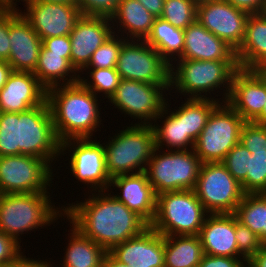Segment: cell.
<instances>
[{
	"label": "cell",
	"instance_id": "6da1fadb",
	"mask_svg": "<svg viewBox=\"0 0 266 267\" xmlns=\"http://www.w3.org/2000/svg\"><path fill=\"white\" fill-rule=\"evenodd\" d=\"M108 192L92 191L84 202L68 203L69 206H64V217L84 236L109 252L150 225Z\"/></svg>",
	"mask_w": 266,
	"mask_h": 267
},
{
	"label": "cell",
	"instance_id": "7a4b0ae2",
	"mask_svg": "<svg viewBox=\"0 0 266 267\" xmlns=\"http://www.w3.org/2000/svg\"><path fill=\"white\" fill-rule=\"evenodd\" d=\"M21 154L44 159L51 166L62 156L47 100L20 113L0 112V157Z\"/></svg>",
	"mask_w": 266,
	"mask_h": 267
},
{
	"label": "cell",
	"instance_id": "3957f363",
	"mask_svg": "<svg viewBox=\"0 0 266 267\" xmlns=\"http://www.w3.org/2000/svg\"><path fill=\"white\" fill-rule=\"evenodd\" d=\"M98 97L80 81L47 89V102L58 139L91 138L100 128Z\"/></svg>",
	"mask_w": 266,
	"mask_h": 267
},
{
	"label": "cell",
	"instance_id": "277c9868",
	"mask_svg": "<svg viewBox=\"0 0 266 267\" xmlns=\"http://www.w3.org/2000/svg\"><path fill=\"white\" fill-rule=\"evenodd\" d=\"M173 63L170 65V92H172V89L174 91L175 88V92L180 93L179 95L189 96L186 99L208 98L220 102L219 98L211 96V92L213 93L217 89L219 92L220 89L223 90L221 94L224 95V97L222 95L221 102H227L231 92L233 76L239 69L237 61L176 59Z\"/></svg>",
	"mask_w": 266,
	"mask_h": 267
},
{
	"label": "cell",
	"instance_id": "5b68a950",
	"mask_svg": "<svg viewBox=\"0 0 266 267\" xmlns=\"http://www.w3.org/2000/svg\"><path fill=\"white\" fill-rule=\"evenodd\" d=\"M49 197L50 193L0 194V231L21 243L22 234L64 217V205L60 210Z\"/></svg>",
	"mask_w": 266,
	"mask_h": 267
},
{
	"label": "cell",
	"instance_id": "8992f818",
	"mask_svg": "<svg viewBox=\"0 0 266 267\" xmlns=\"http://www.w3.org/2000/svg\"><path fill=\"white\" fill-rule=\"evenodd\" d=\"M103 143L106 168L110 179L146 171L156 149L152 125L130 124Z\"/></svg>",
	"mask_w": 266,
	"mask_h": 267
},
{
	"label": "cell",
	"instance_id": "52a82bcc",
	"mask_svg": "<svg viewBox=\"0 0 266 267\" xmlns=\"http://www.w3.org/2000/svg\"><path fill=\"white\" fill-rule=\"evenodd\" d=\"M208 215L194 190L168 191L157 195L150 226L163 236L198 235Z\"/></svg>",
	"mask_w": 266,
	"mask_h": 267
},
{
	"label": "cell",
	"instance_id": "ba28073f",
	"mask_svg": "<svg viewBox=\"0 0 266 267\" xmlns=\"http://www.w3.org/2000/svg\"><path fill=\"white\" fill-rule=\"evenodd\" d=\"M162 152L156 147L145 171L155 194L194 190L202 164L194 150Z\"/></svg>",
	"mask_w": 266,
	"mask_h": 267
},
{
	"label": "cell",
	"instance_id": "9c48e42d",
	"mask_svg": "<svg viewBox=\"0 0 266 267\" xmlns=\"http://www.w3.org/2000/svg\"><path fill=\"white\" fill-rule=\"evenodd\" d=\"M244 123V119L227 102H220L212 110L195 141L193 150L200 161L222 162L227 153L240 142Z\"/></svg>",
	"mask_w": 266,
	"mask_h": 267
},
{
	"label": "cell",
	"instance_id": "30bf717a",
	"mask_svg": "<svg viewBox=\"0 0 266 267\" xmlns=\"http://www.w3.org/2000/svg\"><path fill=\"white\" fill-rule=\"evenodd\" d=\"M194 192L209 214H234L245 194L221 162L201 164Z\"/></svg>",
	"mask_w": 266,
	"mask_h": 267
},
{
	"label": "cell",
	"instance_id": "8fae6325",
	"mask_svg": "<svg viewBox=\"0 0 266 267\" xmlns=\"http://www.w3.org/2000/svg\"><path fill=\"white\" fill-rule=\"evenodd\" d=\"M52 171L46 160L34 156L0 157V194L49 193Z\"/></svg>",
	"mask_w": 266,
	"mask_h": 267
},
{
	"label": "cell",
	"instance_id": "7c38bea8",
	"mask_svg": "<svg viewBox=\"0 0 266 267\" xmlns=\"http://www.w3.org/2000/svg\"><path fill=\"white\" fill-rule=\"evenodd\" d=\"M116 69L121 79L170 86V64L145 40L127 39Z\"/></svg>",
	"mask_w": 266,
	"mask_h": 267
},
{
	"label": "cell",
	"instance_id": "4fadbf2b",
	"mask_svg": "<svg viewBox=\"0 0 266 267\" xmlns=\"http://www.w3.org/2000/svg\"><path fill=\"white\" fill-rule=\"evenodd\" d=\"M169 89L170 86L121 79L108 101L124 115L133 117L135 122L138 119L135 124L152 125L165 106Z\"/></svg>",
	"mask_w": 266,
	"mask_h": 267
},
{
	"label": "cell",
	"instance_id": "5bb4252c",
	"mask_svg": "<svg viewBox=\"0 0 266 267\" xmlns=\"http://www.w3.org/2000/svg\"><path fill=\"white\" fill-rule=\"evenodd\" d=\"M92 138H71L61 142V155L69 154L70 173L89 186L90 192L108 191L111 179L107 172L103 143ZM68 148V149H67ZM65 151V152H64Z\"/></svg>",
	"mask_w": 266,
	"mask_h": 267
},
{
	"label": "cell",
	"instance_id": "9a60e30c",
	"mask_svg": "<svg viewBox=\"0 0 266 267\" xmlns=\"http://www.w3.org/2000/svg\"><path fill=\"white\" fill-rule=\"evenodd\" d=\"M23 2L26 4H24L26 9L23 13L19 10V13L30 24L41 40L69 35L82 15L77 3Z\"/></svg>",
	"mask_w": 266,
	"mask_h": 267
},
{
	"label": "cell",
	"instance_id": "2e32d148",
	"mask_svg": "<svg viewBox=\"0 0 266 267\" xmlns=\"http://www.w3.org/2000/svg\"><path fill=\"white\" fill-rule=\"evenodd\" d=\"M248 17V13L226 0H213L197 6L196 20L235 51L243 41Z\"/></svg>",
	"mask_w": 266,
	"mask_h": 267
},
{
	"label": "cell",
	"instance_id": "e0dca14e",
	"mask_svg": "<svg viewBox=\"0 0 266 267\" xmlns=\"http://www.w3.org/2000/svg\"><path fill=\"white\" fill-rule=\"evenodd\" d=\"M266 100V71L239 68L233 76L227 103L245 122H253Z\"/></svg>",
	"mask_w": 266,
	"mask_h": 267
},
{
	"label": "cell",
	"instance_id": "ac0fdd59",
	"mask_svg": "<svg viewBox=\"0 0 266 267\" xmlns=\"http://www.w3.org/2000/svg\"><path fill=\"white\" fill-rule=\"evenodd\" d=\"M113 34L110 17L81 15L70 36L71 64L79 73L88 65L92 54Z\"/></svg>",
	"mask_w": 266,
	"mask_h": 267
},
{
	"label": "cell",
	"instance_id": "d6986e66",
	"mask_svg": "<svg viewBox=\"0 0 266 267\" xmlns=\"http://www.w3.org/2000/svg\"><path fill=\"white\" fill-rule=\"evenodd\" d=\"M109 253L120 263L133 267H164V236L149 226L115 245Z\"/></svg>",
	"mask_w": 266,
	"mask_h": 267
},
{
	"label": "cell",
	"instance_id": "ffe728a7",
	"mask_svg": "<svg viewBox=\"0 0 266 267\" xmlns=\"http://www.w3.org/2000/svg\"><path fill=\"white\" fill-rule=\"evenodd\" d=\"M46 100L47 89L33 72L12 71L0 89V112L20 113Z\"/></svg>",
	"mask_w": 266,
	"mask_h": 267
},
{
	"label": "cell",
	"instance_id": "44dd1931",
	"mask_svg": "<svg viewBox=\"0 0 266 267\" xmlns=\"http://www.w3.org/2000/svg\"><path fill=\"white\" fill-rule=\"evenodd\" d=\"M117 187L120 192L112 195L131 211L141 216L149 225L156 214L157 195L149 182L147 173L119 175L111 179L109 188ZM119 194V195H118Z\"/></svg>",
	"mask_w": 266,
	"mask_h": 267
},
{
	"label": "cell",
	"instance_id": "7402d4cb",
	"mask_svg": "<svg viewBox=\"0 0 266 267\" xmlns=\"http://www.w3.org/2000/svg\"><path fill=\"white\" fill-rule=\"evenodd\" d=\"M178 59L237 61L235 50L197 20L184 29V49Z\"/></svg>",
	"mask_w": 266,
	"mask_h": 267
},
{
	"label": "cell",
	"instance_id": "603a6c76",
	"mask_svg": "<svg viewBox=\"0 0 266 267\" xmlns=\"http://www.w3.org/2000/svg\"><path fill=\"white\" fill-rule=\"evenodd\" d=\"M11 48L7 63L13 71L34 72L42 48V40L19 14L9 24Z\"/></svg>",
	"mask_w": 266,
	"mask_h": 267
},
{
	"label": "cell",
	"instance_id": "cb8c5ba5",
	"mask_svg": "<svg viewBox=\"0 0 266 267\" xmlns=\"http://www.w3.org/2000/svg\"><path fill=\"white\" fill-rule=\"evenodd\" d=\"M204 254L241 257L235 239L234 214H209L198 234Z\"/></svg>",
	"mask_w": 266,
	"mask_h": 267
},
{
	"label": "cell",
	"instance_id": "d4e9b609",
	"mask_svg": "<svg viewBox=\"0 0 266 267\" xmlns=\"http://www.w3.org/2000/svg\"><path fill=\"white\" fill-rule=\"evenodd\" d=\"M155 18L138 0H119L115 12L110 16L113 33L117 31L122 37L127 35L125 38L128 40H146Z\"/></svg>",
	"mask_w": 266,
	"mask_h": 267
},
{
	"label": "cell",
	"instance_id": "484cf974",
	"mask_svg": "<svg viewBox=\"0 0 266 267\" xmlns=\"http://www.w3.org/2000/svg\"><path fill=\"white\" fill-rule=\"evenodd\" d=\"M239 68L266 71V17L249 15L245 35L235 51Z\"/></svg>",
	"mask_w": 266,
	"mask_h": 267
},
{
	"label": "cell",
	"instance_id": "4316f807",
	"mask_svg": "<svg viewBox=\"0 0 266 267\" xmlns=\"http://www.w3.org/2000/svg\"><path fill=\"white\" fill-rule=\"evenodd\" d=\"M168 102L167 99L162 112L155 118V122H153L154 125L152 124L155 133L156 147L160 150L166 147L165 150L167 151H173V148L174 151L194 149V144L184 136L183 102L181 106L177 107V110L173 109L172 111L169 109L171 103L169 104ZM163 118L164 120L160 121V119L162 120ZM157 120L163 125H158L156 123Z\"/></svg>",
	"mask_w": 266,
	"mask_h": 267
},
{
	"label": "cell",
	"instance_id": "83f0119b",
	"mask_svg": "<svg viewBox=\"0 0 266 267\" xmlns=\"http://www.w3.org/2000/svg\"><path fill=\"white\" fill-rule=\"evenodd\" d=\"M70 236L66 246L62 267H103L108 251L84 236L70 223ZM70 240V241H69Z\"/></svg>",
	"mask_w": 266,
	"mask_h": 267
},
{
	"label": "cell",
	"instance_id": "f1b7e54d",
	"mask_svg": "<svg viewBox=\"0 0 266 267\" xmlns=\"http://www.w3.org/2000/svg\"><path fill=\"white\" fill-rule=\"evenodd\" d=\"M77 73L71 62L63 58V54L51 53L42 45L33 74L46 89L78 82L80 77Z\"/></svg>",
	"mask_w": 266,
	"mask_h": 267
},
{
	"label": "cell",
	"instance_id": "f546056e",
	"mask_svg": "<svg viewBox=\"0 0 266 267\" xmlns=\"http://www.w3.org/2000/svg\"><path fill=\"white\" fill-rule=\"evenodd\" d=\"M203 256L198 235L164 236V267H199Z\"/></svg>",
	"mask_w": 266,
	"mask_h": 267
},
{
	"label": "cell",
	"instance_id": "4dcf8cb0",
	"mask_svg": "<svg viewBox=\"0 0 266 267\" xmlns=\"http://www.w3.org/2000/svg\"><path fill=\"white\" fill-rule=\"evenodd\" d=\"M145 41L171 65L183 53L184 30L160 17L155 18L152 31Z\"/></svg>",
	"mask_w": 266,
	"mask_h": 267
},
{
	"label": "cell",
	"instance_id": "1f68e13d",
	"mask_svg": "<svg viewBox=\"0 0 266 267\" xmlns=\"http://www.w3.org/2000/svg\"><path fill=\"white\" fill-rule=\"evenodd\" d=\"M234 215L266 244V193L244 194Z\"/></svg>",
	"mask_w": 266,
	"mask_h": 267
},
{
	"label": "cell",
	"instance_id": "d6a6232c",
	"mask_svg": "<svg viewBox=\"0 0 266 267\" xmlns=\"http://www.w3.org/2000/svg\"><path fill=\"white\" fill-rule=\"evenodd\" d=\"M185 102V103H184ZM183 102L184 136L194 145L212 110L220 103L215 99L187 98Z\"/></svg>",
	"mask_w": 266,
	"mask_h": 267
},
{
	"label": "cell",
	"instance_id": "836d02e7",
	"mask_svg": "<svg viewBox=\"0 0 266 267\" xmlns=\"http://www.w3.org/2000/svg\"><path fill=\"white\" fill-rule=\"evenodd\" d=\"M87 71V74H90L87 76V79L85 77H80L79 81L96 96L98 95V93H103L102 95H104L105 98L109 100L121 81V77L120 74L117 72V69L97 68L89 69ZM88 79H90L91 81H88Z\"/></svg>",
	"mask_w": 266,
	"mask_h": 267
},
{
	"label": "cell",
	"instance_id": "e575fe53",
	"mask_svg": "<svg viewBox=\"0 0 266 267\" xmlns=\"http://www.w3.org/2000/svg\"><path fill=\"white\" fill-rule=\"evenodd\" d=\"M117 33H113L107 40L92 54L88 65L79 73L85 74L88 69H107L116 68L118 56L122 44L127 40L125 37H120ZM85 71V72H84ZM84 72V73H83Z\"/></svg>",
	"mask_w": 266,
	"mask_h": 267
},
{
	"label": "cell",
	"instance_id": "d590c367",
	"mask_svg": "<svg viewBox=\"0 0 266 267\" xmlns=\"http://www.w3.org/2000/svg\"><path fill=\"white\" fill-rule=\"evenodd\" d=\"M196 16L197 6L192 0H164L160 18L184 30L196 21Z\"/></svg>",
	"mask_w": 266,
	"mask_h": 267
},
{
	"label": "cell",
	"instance_id": "8d00e7d4",
	"mask_svg": "<svg viewBox=\"0 0 266 267\" xmlns=\"http://www.w3.org/2000/svg\"><path fill=\"white\" fill-rule=\"evenodd\" d=\"M241 187L245 194L266 193V151L251 152L249 170Z\"/></svg>",
	"mask_w": 266,
	"mask_h": 267
},
{
	"label": "cell",
	"instance_id": "74e56055",
	"mask_svg": "<svg viewBox=\"0 0 266 267\" xmlns=\"http://www.w3.org/2000/svg\"><path fill=\"white\" fill-rule=\"evenodd\" d=\"M249 156H251V152L239 142L227 153L221 162L240 184L247 177Z\"/></svg>",
	"mask_w": 266,
	"mask_h": 267
},
{
	"label": "cell",
	"instance_id": "f35d334b",
	"mask_svg": "<svg viewBox=\"0 0 266 267\" xmlns=\"http://www.w3.org/2000/svg\"><path fill=\"white\" fill-rule=\"evenodd\" d=\"M235 239L239 254L248 261L264 244L260 241L258 235L240 222L235 216Z\"/></svg>",
	"mask_w": 266,
	"mask_h": 267
},
{
	"label": "cell",
	"instance_id": "ab89813d",
	"mask_svg": "<svg viewBox=\"0 0 266 267\" xmlns=\"http://www.w3.org/2000/svg\"><path fill=\"white\" fill-rule=\"evenodd\" d=\"M240 143L250 152L266 151V125L245 122L240 133Z\"/></svg>",
	"mask_w": 266,
	"mask_h": 267
},
{
	"label": "cell",
	"instance_id": "60d3db41",
	"mask_svg": "<svg viewBox=\"0 0 266 267\" xmlns=\"http://www.w3.org/2000/svg\"><path fill=\"white\" fill-rule=\"evenodd\" d=\"M18 7H0V60L8 61L11 41L9 24L20 14Z\"/></svg>",
	"mask_w": 266,
	"mask_h": 267
},
{
	"label": "cell",
	"instance_id": "b9f144b4",
	"mask_svg": "<svg viewBox=\"0 0 266 267\" xmlns=\"http://www.w3.org/2000/svg\"><path fill=\"white\" fill-rule=\"evenodd\" d=\"M20 245L15 239L0 231V267L15 264L24 256Z\"/></svg>",
	"mask_w": 266,
	"mask_h": 267
},
{
	"label": "cell",
	"instance_id": "7bdbcfd3",
	"mask_svg": "<svg viewBox=\"0 0 266 267\" xmlns=\"http://www.w3.org/2000/svg\"><path fill=\"white\" fill-rule=\"evenodd\" d=\"M119 0H76L82 15L110 17L116 10Z\"/></svg>",
	"mask_w": 266,
	"mask_h": 267
},
{
	"label": "cell",
	"instance_id": "ee69618b",
	"mask_svg": "<svg viewBox=\"0 0 266 267\" xmlns=\"http://www.w3.org/2000/svg\"><path fill=\"white\" fill-rule=\"evenodd\" d=\"M42 45L51 53L63 54V58H67L71 62V41L69 35L43 39Z\"/></svg>",
	"mask_w": 266,
	"mask_h": 267
},
{
	"label": "cell",
	"instance_id": "f6af8a7d",
	"mask_svg": "<svg viewBox=\"0 0 266 267\" xmlns=\"http://www.w3.org/2000/svg\"><path fill=\"white\" fill-rule=\"evenodd\" d=\"M246 262L244 258L240 257H223L204 254L199 263V267H246Z\"/></svg>",
	"mask_w": 266,
	"mask_h": 267
},
{
	"label": "cell",
	"instance_id": "bcb514c9",
	"mask_svg": "<svg viewBox=\"0 0 266 267\" xmlns=\"http://www.w3.org/2000/svg\"><path fill=\"white\" fill-rule=\"evenodd\" d=\"M234 7L242 10L249 15L260 14L264 0H226Z\"/></svg>",
	"mask_w": 266,
	"mask_h": 267
},
{
	"label": "cell",
	"instance_id": "7dc6e473",
	"mask_svg": "<svg viewBox=\"0 0 266 267\" xmlns=\"http://www.w3.org/2000/svg\"><path fill=\"white\" fill-rule=\"evenodd\" d=\"M148 12L159 18L163 12L164 0H138Z\"/></svg>",
	"mask_w": 266,
	"mask_h": 267
},
{
	"label": "cell",
	"instance_id": "c3c4849f",
	"mask_svg": "<svg viewBox=\"0 0 266 267\" xmlns=\"http://www.w3.org/2000/svg\"><path fill=\"white\" fill-rule=\"evenodd\" d=\"M246 267H266L265 245L246 262Z\"/></svg>",
	"mask_w": 266,
	"mask_h": 267
},
{
	"label": "cell",
	"instance_id": "681fc988",
	"mask_svg": "<svg viewBox=\"0 0 266 267\" xmlns=\"http://www.w3.org/2000/svg\"><path fill=\"white\" fill-rule=\"evenodd\" d=\"M11 66L7 63V61L0 60V89L6 83L9 75L12 73Z\"/></svg>",
	"mask_w": 266,
	"mask_h": 267
},
{
	"label": "cell",
	"instance_id": "f907efd6",
	"mask_svg": "<svg viewBox=\"0 0 266 267\" xmlns=\"http://www.w3.org/2000/svg\"><path fill=\"white\" fill-rule=\"evenodd\" d=\"M103 267H133L131 265L120 263L109 252L106 254Z\"/></svg>",
	"mask_w": 266,
	"mask_h": 267
},
{
	"label": "cell",
	"instance_id": "816d5d0a",
	"mask_svg": "<svg viewBox=\"0 0 266 267\" xmlns=\"http://www.w3.org/2000/svg\"><path fill=\"white\" fill-rule=\"evenodd\" d=\"M7 267H35V260L24 255L18 262Z\"/></svg>",
	"mask_w": 266,
	"mask_h": 267
},
{
	"label": "cell",
	"instance_id": "f5cc1de1",
	"mask_svg": "<svg viewBox=\"0 0 266 267\" xmlns=\"http://www.w3.org/2000/svg\"><path fill=\"white\" fill-rule=\"evenodd\" d=\"M253 122L261 125H266V103L264 104L261 114Z\"/></svg>",
	"mask_w": 266,
	"mask_h": 267
},
{
	"label": "cell",
	"instance_id": "db71d44e",
	"mask_svg": "<svg viewBox=\"0 0 266 267\" xmlns=\"http://www.w3.org/2000/svg\"><path fill=\"white\" fill-rule=\"evenodd\" d=\"M17 1L19 2L20 0H0V7H16Z\"/></svg>",
	"mask_w": 266,
	"mask_h": 267
},
{
	"label": "cell",
	"instance_id": "11a10c76",
	"mask_svg": "<svg viewBox=\"0 0 266 267\" xmlns=\"http://www.w3.org/2000/svg\"><path fill=\"white\" fill-rule=\"evenodd\" d=\"M35 267H54L51 264V261L48 262V260H36L35 259Z\"/></svg>",
	"mask_w": 266,
	"mask_h": 267
},
{
	"label": "cell",
	"instance_id": "9f6ffc18",
	"mask_svg": "<svg viewBox=\"0 0 266 267\" xmlns=\"http://www.w3.org/2000/svg\"><path fill=\"white\" fill-rule=\"evenodd\" d=\"M21 1H39V2H65V3H76V0H21Z\"/></svg>",
	"mask_w": 266,
	"mask_h": 267
},
{
	"label": "cell",
	"instance_id": "6f0895ef",
	"mask_svg": "<svg viewBox=\"0 0 266 267\" xmlns=\"http://www.w3.org/2000/svg\"><path fill=\"white\" fill-rule=\"evenodd\" d=\"M193 3L198 6V5H201V4H204V3H208L210 1H213V0H192Z\"/></svg>",
	"mask_w": 266,
	"mask_h": 267
},
{
	"label": "cell",
	"instance_id": "680465c9",
	"mask_svg": "<svg viewBox=\"0 0 266 267\" xmlns=\"http://www.w3.org/2000/svg\"><path fill=\"white\" fill-rule=\"evenodd\" d=\"M260 14L266 17V0H264V4Z\"/></svg>",
	"mask_w": 266,
	"mask_h": 267
}]
</instances>
